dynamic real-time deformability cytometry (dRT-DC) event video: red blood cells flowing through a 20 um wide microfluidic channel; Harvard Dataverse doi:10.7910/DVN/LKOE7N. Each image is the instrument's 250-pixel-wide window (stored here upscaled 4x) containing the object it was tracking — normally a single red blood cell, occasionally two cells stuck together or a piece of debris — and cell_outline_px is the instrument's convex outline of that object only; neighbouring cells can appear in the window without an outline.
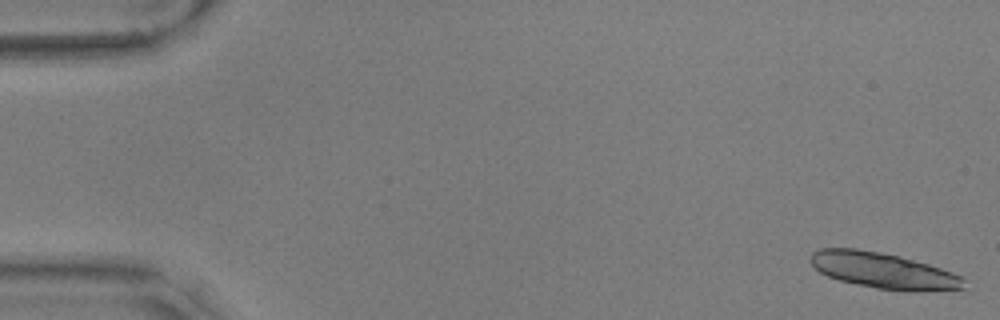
{"species": "common noctule bat (a hibernating species)", "species_latin": "Nyctalus noctula", "temperature_condition": "warm", "stored_images_in_passage": 17, "camera_frame_rate_fps": 3000, "um_per_image_px": 0.085, "animal": {"sex": "male", "body_mass_g": 17.9, "forearm_length_mm": 54.2}, "frame": {"image": 1, "passage_image": 1, "time_ms": 0.0, "image_size_px": [1000, 320], "cell_outline_px": [[964, 288], [920, 292], [908, 292], [876, 288], [856, 284], [840, 280], [828, 276], [812, 268], [808, 260], [812, 252], [820, 248], [856, 248], [880, 252], [900, 256], [928, 264], [952, 272], [960, 276], [964, 280]], "centroid_in_image_um": [75.03, 23.0], "position_along_channel_um": 10.0, "area_um2": 32.31}}